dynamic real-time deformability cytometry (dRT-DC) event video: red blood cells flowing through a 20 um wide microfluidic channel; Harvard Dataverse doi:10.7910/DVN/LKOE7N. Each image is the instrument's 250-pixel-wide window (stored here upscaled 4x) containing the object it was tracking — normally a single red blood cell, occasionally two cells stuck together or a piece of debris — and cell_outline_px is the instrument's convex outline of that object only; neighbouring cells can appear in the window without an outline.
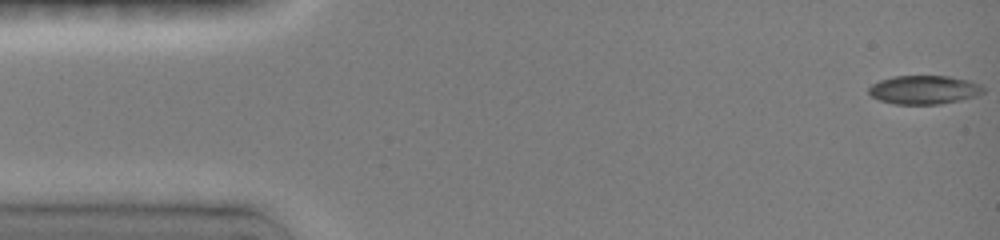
{"species": "common noctule bat (a hibernating species)", "species_latin": "Nyctalus noctula", "temperature_condition": "room temperature", "stored_images_in_passage": 14, "camera_frame_rate_fps": 3000, "um_per_image_px": 0.085, "animal": {"sex": "female", "body_mass_g": 19.0, "forearm_length_mm": 51.5}, "frame": {"image": 1, "passage_image": 1, "time_ms": 0.0, "image_size_px": [1000, 240], "cell_outline_px": [[984, 92], [976, 96], [960, 100], [940, 104], [896, 104], [880, 100], [872, 96], [868, 92], [868, 88], [872, 84], [880, 80], [892, 76], [948, 76], [968, 80], [980, 84], [984, 88]], "centroid_in_image_um": [78.55, 7.63], "position_along_channel_um": 6.5, "area_um2": 19.13}}
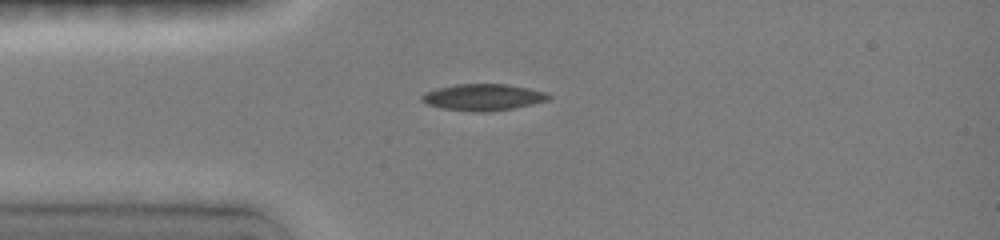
{"frame": {"image": 2, "passage_image": 9, "time_ms": 3.667, "image_size_px": [1000, 240], "cell_outline_px": [[552, 100], [512, 108], [488, 112], [472, 112], [440, 108], [428, 104], [420, 100], [420, 96], [428, 92], [440, 88], [456, 84], [508, 84], [544, 92], [552, 96]], "centroid_in_image_um": [41.09, 8.27], "position_along_channel_um": 43.9, "area_um2": 19.54}}
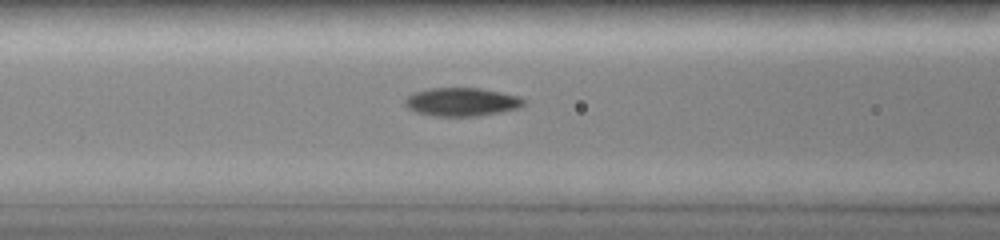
{"frame": {"image": 3, "passage_image": 13, "time_ms": 6.0, "image_size_px": [1000, 240], "cell_outline_px": [[524, 104], [520, 108], [480, 116], [432, 116], [416, 112], [408, 108], [404, 104], [404, 100], [408, 96], [416, 92], [428, 88], [480, 88], [500, 92], [516, 96], [524, 100]], "centroid_in_image_um": [39.22, 8.67], "position_along_channel_um": 127.4, "area_um2": 19.59}}